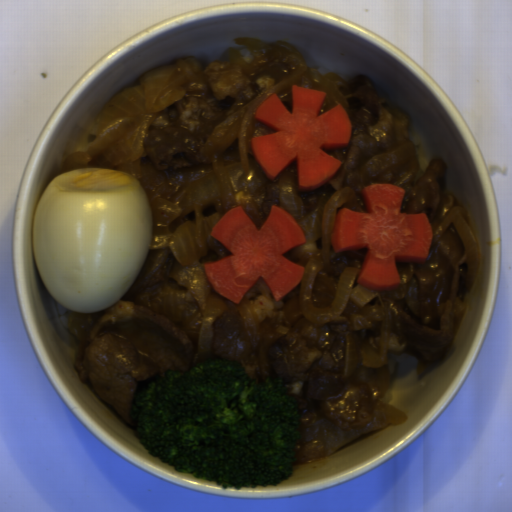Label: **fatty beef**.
Instances as JSON below:
<instances>
[{
    "label": "fatty beef",
    "mask_w": 512,
    "mask_h": 512,
    "mask_svg": "<svg viewBox=\"0 0 512 512\" xmlns=\"http://www.w3.org/2000/svg\"><path fill=\"white\" fill-rule=\"evenodd\" d=\"M206 244L205 256L188 266L181 265L171 248L149 246L117 302L94 313L65 310L66 328L79 341L77 376L127 423L140 381L168 371L185 373L211 358L243 362L257 382L274 379L288 391L303 429L294 445L293 465L307 464L335 454L367 432L405 421V412L388 404L385 394L396 362L409 356L421 378L437 368L450 354L466 311L469 259L451 224L431 243L423 263L396 261L399 285L387 292L390 332L382 366L358 363L344 377L345 333L377 354L381 322L352 328L343 316L323 322L306 319L299 310L301 281L274 300L264 277L257 278L235 304L214 290L204 268L233 254L211 234ZM166 284L195 298L200 310L188 326L165 319L161 306ZM209 313L216 316L211 351L201 357L199 330Z\"/></svg>",
    "instance_id": "1"
},
{
    "label": "fatty beef",
    "mask_w": 512,
    "mask_h": 512,
    "mask_svg": "<svg viewBox=\"0 0 512 512\" xmlns=\"http://www.w3.org/2000/svg\"><path fill=\"white\" fill-rule=\"evenodd\" d=\"M341 88L349 102L345 111L351 134L345 147L324 152L341 161L335 175L322 186L299 191L304 212L311 213L321 197L343 188L351 198L337 208L368 212L363 188L371 184H394L404 190L400 212L426 214L431 232L454 208L447 190L446 163L435 160L421 169L415 144L409 138L408 114L381 92L369 77L345 80Z\"/></svg>",
    "instance_id": "2"
},
{
    "label": "fatty beef",
    "mask_w": 512,
    "mask_h": 512,
    "mask_svg": "<svg viewBox=\"0 0 512 512\" xmlns=\"http://www.w3.org/2000/svg\"><path fill=\"white\" fill-rule=\"evenodd\" d=\"M229 51L217 62L198 64L183 97L148 126L137 180L148 201L172 197L174 177L197 168V154L227 119L279 82L250 78L232 63Z\"/></svg>",
    "instance_id": "3"
},
{
    "label": "fatty beef",
    "mask_w": 512,
    "mask_h": 512,
    "mask_svg": "<svg viewBox=\"0 0 512 512\" xmlns=\"http://www.w3.org/2000/svg\"><path fill=\"white\" fill-rule=\"evenodd\" d=\"M273 132H276L273 128L257 120L254 122L249 135L248 157L249 166L256 169L261 176V186L256 191L235 193L233 198V208L241 206L257 229H261L266 222L272 206L276 205L279 207L280 179L290 177L298 187L296 159L278 177L270 180L254 157L251 139Z\"/></svg>",
    "instance_id": "4"
},
{
    "label": "fatty beef",
    "mask_w": 512,
    "mask_h": 512,
    "mask_svg": "<svg viewBox=\"0 0 512 512\" xmlns=\"http://www.w3.org/2000/svg\"><path fill=\"white\" fill-rule=\"evenodd\" d=\"M365 249H356L337 252L316 276L309 295L311 302L317 308L329 307L338 290L339 280L347 267H356L361 270Z\"/></svg>",
    "instance_id": "5"
},
{
    "label": "fatty beef",
    "mask_w": 512,
    "mask_h": 512,
    "mask_svg": "<svg viewBox=\"0 0 512 512\" xmlns=\"http://www.w3.org/2000/svg\"><path fill=\"white\" fill-rule=\"evenodd\" d=\"M321 246L320 239L316 241H306L305 244L287 250L283 256L305 269L309 260L320 250Z\"/></svg>",
    "instance_id": "6"
}]
</instances>
